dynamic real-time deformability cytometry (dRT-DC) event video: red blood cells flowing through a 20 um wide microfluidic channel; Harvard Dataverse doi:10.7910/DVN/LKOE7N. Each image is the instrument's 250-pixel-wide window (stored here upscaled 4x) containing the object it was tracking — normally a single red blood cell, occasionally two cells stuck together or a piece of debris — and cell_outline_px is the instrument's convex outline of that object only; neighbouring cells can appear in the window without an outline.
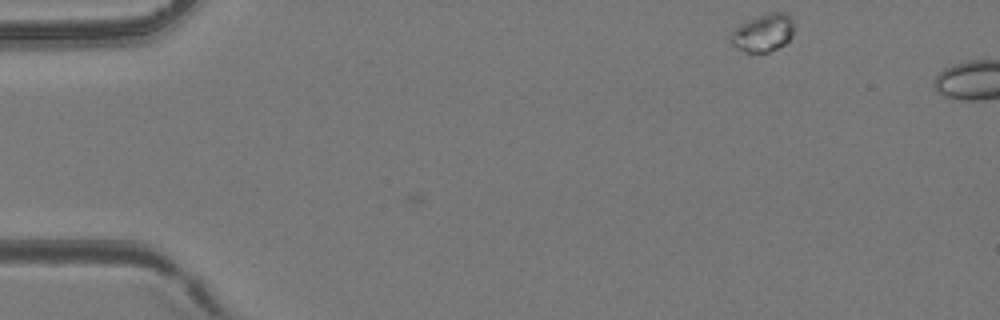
{"species": "common noctule bat (a hibernating species)", "species_latin": "Nyctalus noctula", "temperature_condition": "room temperature", "stored_images_in_passage": 4, "camera_frame_rate_fps": 3000, "um_per_image_px": 0.085, "animal": {"sex": "female", "body_mass_g": 24.6, "forearm_length_mm": 56.2}, "frame": {"image": 1, "passage_image": 1, "time_ms": 0.0, "image_size_px": [1000, 320], "cell_outline_px": [[792, 36], [784, 44], [768, 52], [744, 52], [736, 48], [728, 40], [728, 36], [732, 28], [740, 24], [768, 12], [788, 12], [792, 16]], "centroid_in_image_um": [64.81, 2.78], "position_along_channel_um": 20.2, "area_um2": 14.1}}